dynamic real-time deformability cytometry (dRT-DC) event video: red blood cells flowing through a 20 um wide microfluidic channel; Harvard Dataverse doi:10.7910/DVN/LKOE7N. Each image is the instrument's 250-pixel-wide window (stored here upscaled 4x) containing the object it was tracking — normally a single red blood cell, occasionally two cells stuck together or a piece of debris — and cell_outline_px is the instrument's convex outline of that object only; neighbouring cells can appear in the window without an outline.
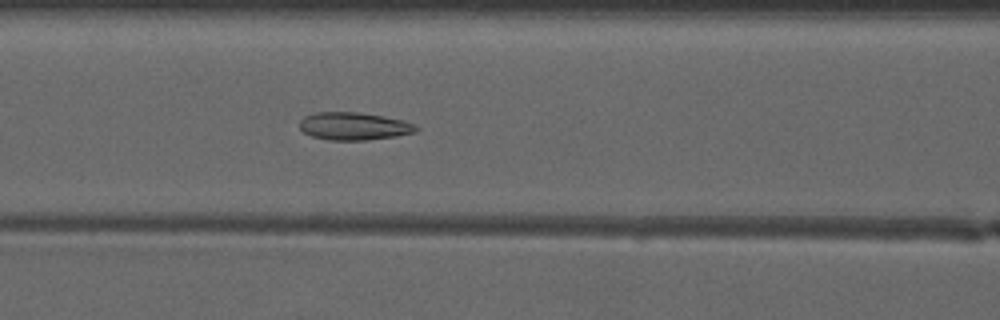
{"species": "common noctule bat (a hibernating species)", "species_latin": "Nyctalus noctula", "temperature_condition": "warm", "stored_images_in_passage": 47, "camera_frame_rate_fps": 3000, "um_per_image_px": 0.085, "animal": {"sex": "male", "forearm_length_mm": 52.5}, "frame": {"image": 1, "passage_image": 19, "time_ms": 6.0, "image_size_px": [1000, 320], "cell_outline_px": [[420, 128], [416, 132], [396, 136], [368, 140], [328, 140], [312, 136], [304, 132], [300, 128], [300, 120], [304, 116], [316, 112], [360, 112], [384, 116], [404, 120], [416, 124]], "centroid_in_image_um": [30.12, 10.72], "position_along_channel_um": 136.5, "area_um2": 19.02}}
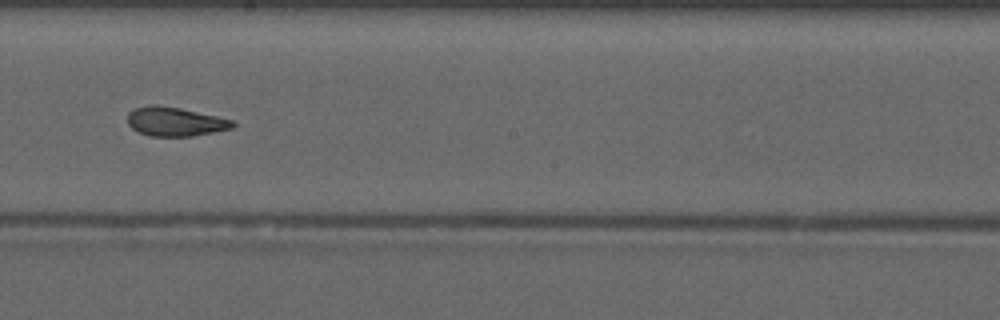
{"frame": {"image": 2, "passage_image": 26, "time_ms": 8.333, "image_size_px": [1000, 320], "cell_outline_px": [[236, 124], [232, 128], [192, 136], [152, 136], [140, 132], [132, 128], [128, 124], [128, 112], [136, 108], [156, 104], [180, 108], [236, 120]], "centroid_in_image_um": [14.92, 10.33], "position_along_channel_um": 233.3, "area_um2": 17.69}}
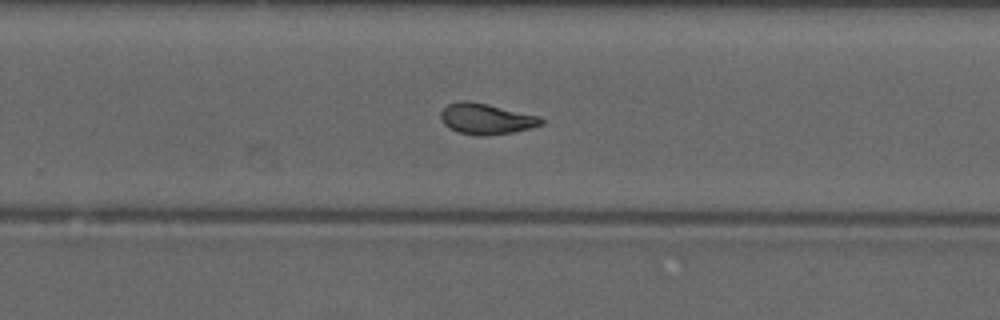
{"frame": {"image": 3, "passage_image": 30, "time_ms": 9.667, "image_size_px": [1000, 320], "cell_outline_px": [[544, 124], [532, 128], [512, 132], [484, 136], [476, 136], [460, 132], [448, 128], [444, 124], [440, 116], [440, 112], [448, 104], [456, 100], [468, 100], [488, 104], [540, 116], [544, 120]], "centroid_in_image_um": [41.32, 10.09], "position_along_channel_um": 288.5, "area_um2": 18.26}, "authors_computed_cell_mechanics": {"area_um2": 18.496, "velocity_mm_per_s": 4.159, "shape_relaxation_time_tau1_ms": null, "shape_relaxation_time_tau2_ms": 1.4962, "deformation_change_tau1": null, "deformation_change_tau2": 0.0774}}